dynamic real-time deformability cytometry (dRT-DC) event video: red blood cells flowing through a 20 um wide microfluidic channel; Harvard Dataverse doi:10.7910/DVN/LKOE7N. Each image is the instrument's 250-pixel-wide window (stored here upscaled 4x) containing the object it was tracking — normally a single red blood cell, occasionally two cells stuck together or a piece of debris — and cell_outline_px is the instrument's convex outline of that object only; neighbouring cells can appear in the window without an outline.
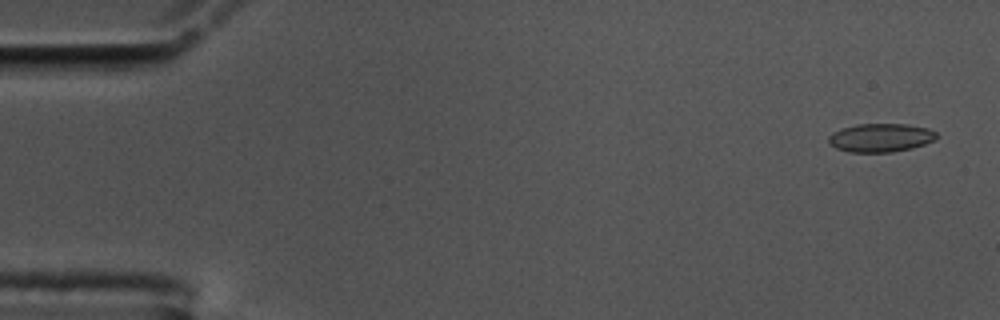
{"species": "common noctule bat (a hibernating species)", "species_latin": "Nyctalus noctula", "temperature_condition": "cold", "stored_images_in_passage": 57, "camera_frame_rate_fps": 3000, "um_per_image_px": 0.085, "animal": {"sex": "male", "body_mass_g": 17.5, "forearm_length_mm": 52.3}, "frame": {"image": 1, "passage_image": 3, "time_ms": 0.667, "image_size_px": [1000, 320], "cell_outline_px": [[936, 140], [912, 148], [892, 152], [848, 152], [836, 148], [828, 144], [828, 136], [832, 132], [840, 128], [856, 124], [904, 124], [928, 128], [936, 132]], "centroid_in_image_um": [74.81, 11.7], "position_along_channel_um": 10.2, "area_um2": 18.09}}
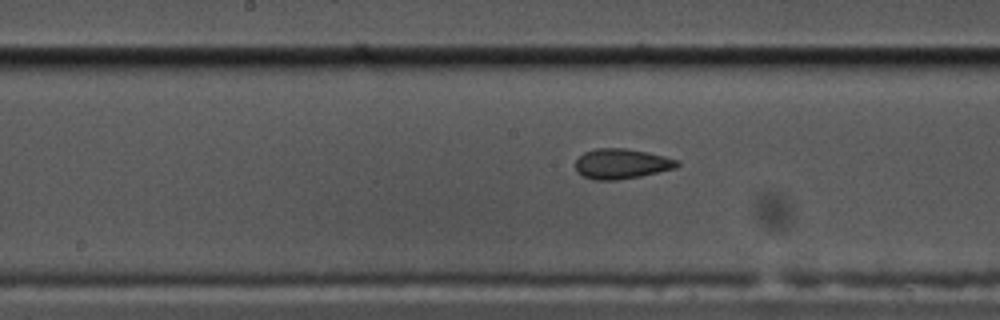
{"frame": {"image": 2, "passage_image": 29, "time_ms": 9.333, "image_size_px": [1000, 320], "cell_outline_px": [[680, 164], [676, 168], [640, 176], [616, 180], [596, 180], [584, 176], [576, 172], [576, 160], [584, 152], [596, 148], [624, 148], [648, 152], [680, 160]], "centroid_in_image_um": [52.84, 13.91], "position_along_channel_um": 195.4, "area_um2": 17.86}}
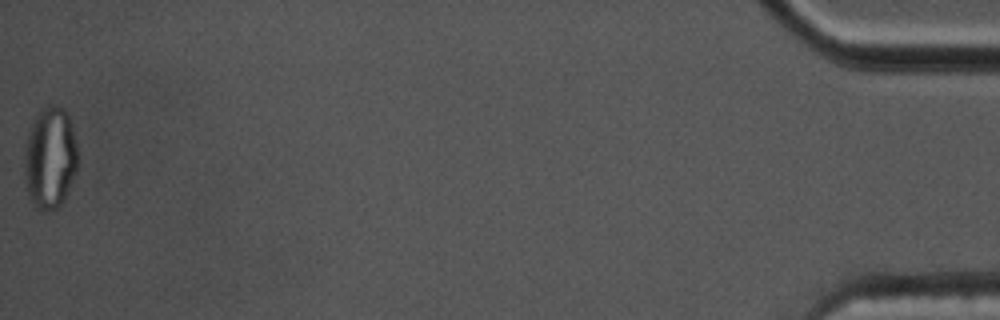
{"frame": {"image": 3, "passage_image": 57, "time_ms": 18.667, "image_size_px": [1000, 320], "cell_outline_px": [[76, 172], [64, 200], [52, 212], [40, 212], [36, 208], [28, 196], [24, 176], [24, 148], [28, 132], [36, 112], [40, 108], [48, 104], [56, 104], [68, 116], [72, 128], [76, 144]], "centroid_in_image_um": [4.21, 13.44], "position_along_channel_um": 431.0, "area_um2": 32.08}, "authors_computed_cell_mechanics": {"area_um2": 18.0914, "velocity_mm_per_s": 3.5755, "shape_relaxation_time_tau1_ms": null, "shape_relaxation_time_tau2_ms": 1.3679, "deformation_change_tau1": null, "deformation_change_tau2": 0.0746}}